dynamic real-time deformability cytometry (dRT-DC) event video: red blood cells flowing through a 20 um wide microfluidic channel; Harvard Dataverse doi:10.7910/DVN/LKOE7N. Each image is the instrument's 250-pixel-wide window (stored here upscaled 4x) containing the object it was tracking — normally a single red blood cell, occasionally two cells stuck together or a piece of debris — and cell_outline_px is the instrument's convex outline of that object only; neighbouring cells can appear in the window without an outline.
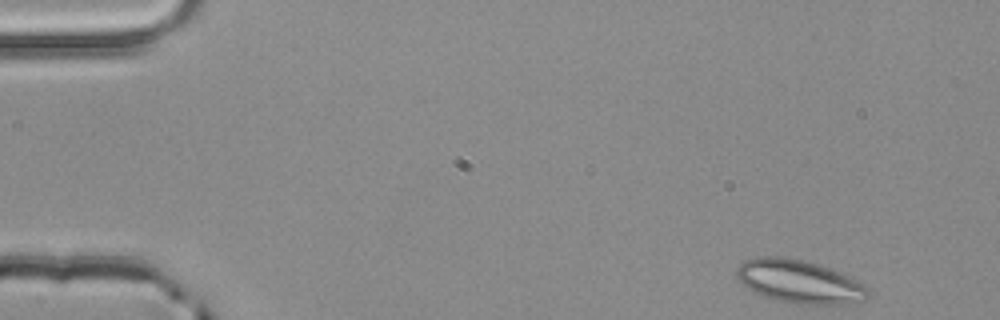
{"species": "common noctule bat (a hibernating species)", "species_latin": "Nyctalus noctula", "temperature_condition": "room temperature", "stored_images_in_passage": 3, "camera_frame_rate_fps": 3000, "um_per_image_px": 0.085, "animal": {"sex": "male", "body_mass_g": 20.4}, "frame": {"image": 1, "passage_image": 1, "time_ms": 0.0, "image_size_px": [1000, 320], "cell_outline_px": [[872, 292], [864, 300], [844, 304], [800, 304], [776, 300], [756, 292], [748, 288], [736, 276], [736, 268], [744, 260], [760, 256], [780, 256], [804, 260], [852, 276], [864, 284]], "centroid_in_image_um": [67.98, 23.92], "position_along_channel_um": 17.0, "area_um2": 33.06}}